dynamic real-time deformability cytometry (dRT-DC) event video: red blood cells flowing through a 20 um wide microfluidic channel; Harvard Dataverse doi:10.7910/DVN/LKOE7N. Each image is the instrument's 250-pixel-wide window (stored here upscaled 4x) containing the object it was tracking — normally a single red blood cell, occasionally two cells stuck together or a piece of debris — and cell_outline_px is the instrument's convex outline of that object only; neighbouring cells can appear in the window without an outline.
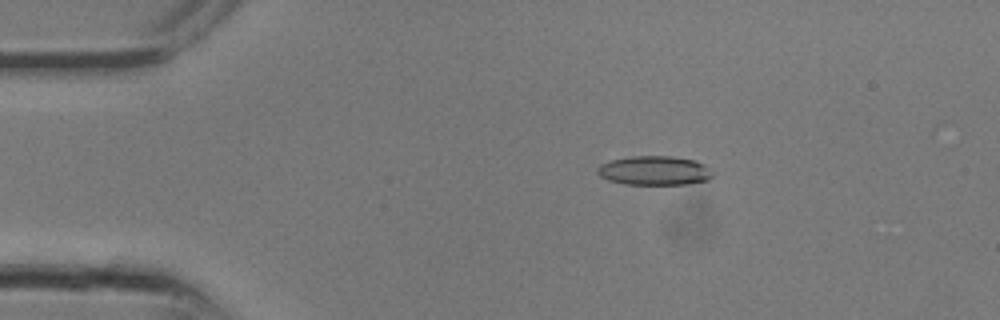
{"species": "common noctule bat (a hibernating species)", "species_latin": "Nyctalus noctula", "temperature_condition": "room temperature", "stored_images_in_passage": 12, "camera_frame_rate_fps": 3000, "um_per_image_px": 0.085, "animal": {"sex": "male", "body_mass_g": 13.3}, "frame": {"image": 1, "passage_image": 4, "time_ms": 1.0, "image_size_px": [1000, 320], "cell_outline_px": [[716, 172], [708, 180], [688, 184], [624, 184], [608, 180], [600, 176], [596, 172], [596, 168], [600, 164], [612, 160], [628, 156], [672, 156], [692, 160], [704, 164]], "centroid_in_image_um": [55.63, 14.5], "position_along_channel_um": 29.4, "area_um2": 19.77}}
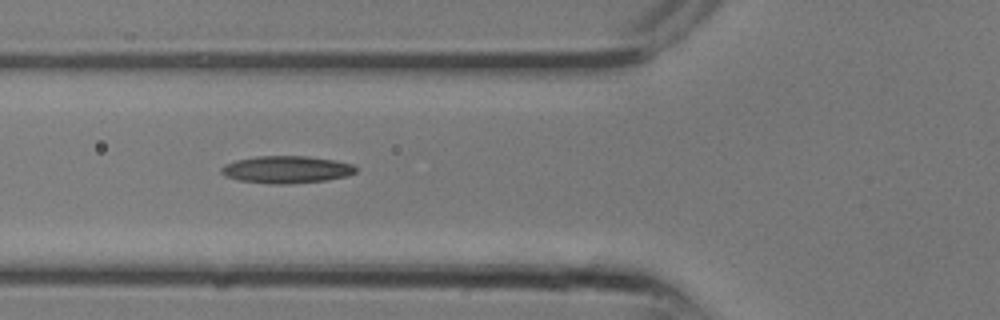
{"frame": {"image": 2, "passage_image": 9, "time_ms": 2.667, "image_size_px": [1000, 320], "cell_outline_px": [[356, 172], [348, 176], [328, 180], [288, 184], [276, 184], [240, 180], [224, 176], [220, 172], [220, 168], [224, 164], [236, 160], [256, 156], [308, 156], [336, 160], [352, 164], [356, 168]], "centroid_in_image_um": [24.36, 14.4], "position_along_channel_um": 101.4, "area_um2": 21.5}}
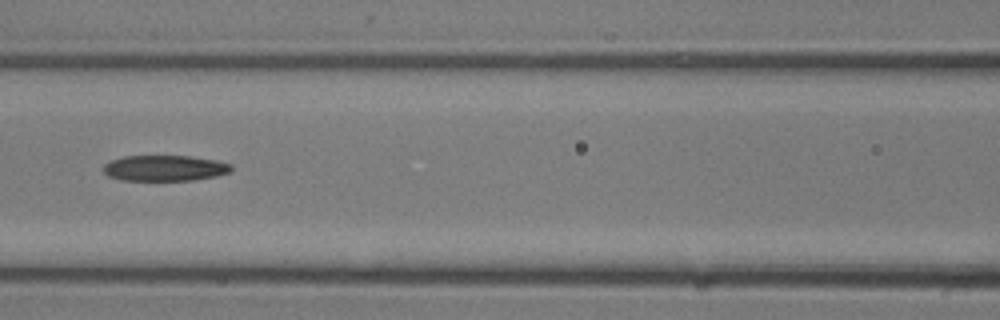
{"frame": {"image": 3, "passage_image": 11, "time_ms": 3.333, "image_size_px": [1000, 320], "cell_outline_px": [[232, 168], [228, 172], [216, 176], [192, 180], [120, 180], [108, 176], [104, 172], [104, 164], [112, 160], [124, 156], [188, 156], [216, 160], [232, 164]], "centroid_in_image_um": [13.99, 14.29], "position_along_channel_um": 152.6, "area_um2": 19.07}}